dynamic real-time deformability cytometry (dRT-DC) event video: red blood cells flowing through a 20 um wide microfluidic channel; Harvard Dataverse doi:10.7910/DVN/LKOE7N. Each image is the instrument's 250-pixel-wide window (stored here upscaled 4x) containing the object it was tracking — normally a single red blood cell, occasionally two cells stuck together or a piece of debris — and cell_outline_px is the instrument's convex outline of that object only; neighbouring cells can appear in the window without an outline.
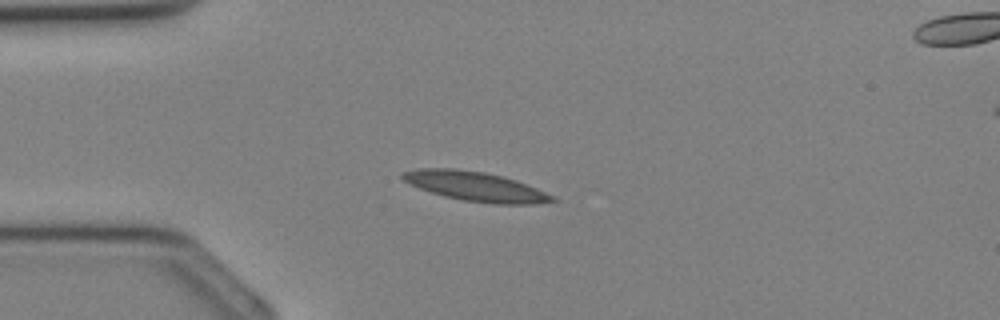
{"species": "Egyptian fruit bat (a non-hibernating species)", "species_latin": "Rousettus aegyptiacus", "temperature_condition": "cold", "stored_images_in_passage": 28, "camera_frame_rate_fps": 3000, "um_per_image_px": 0.085, "animal": {"sex": "female"}, "frame": {"image": 1, "passage_image": 2, "time_ms": 0.333, "image_size_px": [1000, 320], "cell_outline_px": [[560, 200], [536, 204], [496, 204], [464, 200], [444, 196], [420, 188], [404, 180], [400, 176], [400, 172], [416, 168], [456, 168], [484, 172], [504, 176], [516, 180], [556, 196]], "centroid_in_image_um": [40.45, 15.84], "position_along_channel_um": 44.5, "area_um2": 25.78}}
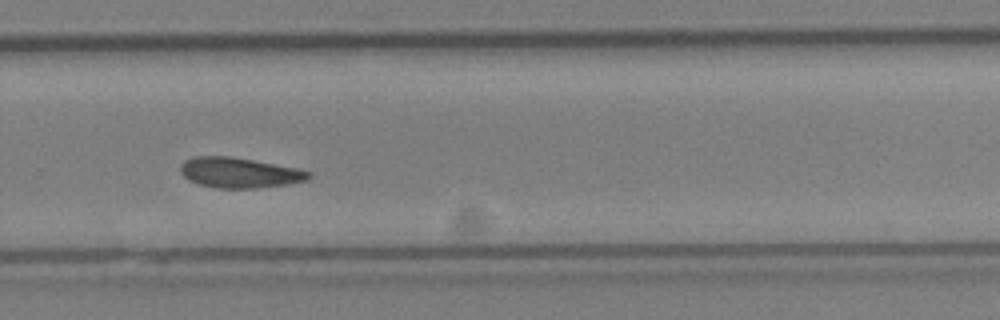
{"frame": {"image": 2, "passage_image": 17, "time_ms": 5.333, "image_size_px": [1000, 320], "cell_outline_px": [[312, 176], [308, 180], [288, 184], [256, 188], [216, 188], [200, 184], [188, 180], [180, 172], [180, 164], [184, 160], [192, 156], [228, 156], [252, 160], [296, 168], [312, 172]], "centroid_in_image_um": [20.33, 14.68], "position_along_channel_um": 309.5, "area_um2": 22.66}}
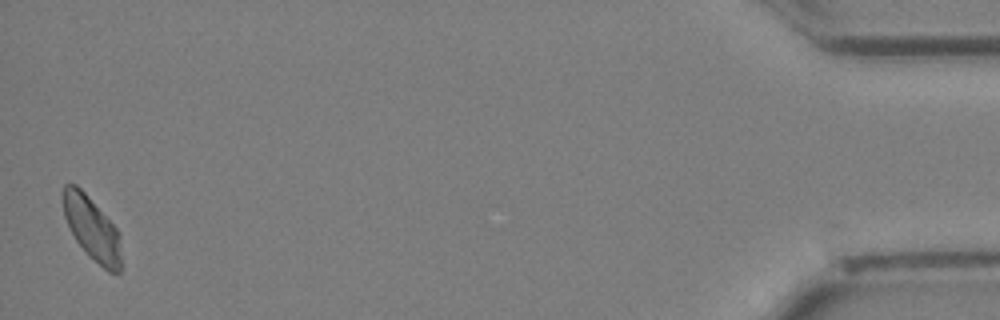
{"frame": {"image": 3, "passage_image": 28, "time_ms": 9.0, "image_size_px": [1000, 320], "cell_outline_px": [[120, 272], [108, 272], [88, 256], [76, 240], [64, 216], [64, 184], [76, 184], [84, 192], [116, 228], [120, 236]], "centroid_in_image_um": [7.82, 19.46], "position_along_channel_um": 427.4, "area_um2": 20.92}}